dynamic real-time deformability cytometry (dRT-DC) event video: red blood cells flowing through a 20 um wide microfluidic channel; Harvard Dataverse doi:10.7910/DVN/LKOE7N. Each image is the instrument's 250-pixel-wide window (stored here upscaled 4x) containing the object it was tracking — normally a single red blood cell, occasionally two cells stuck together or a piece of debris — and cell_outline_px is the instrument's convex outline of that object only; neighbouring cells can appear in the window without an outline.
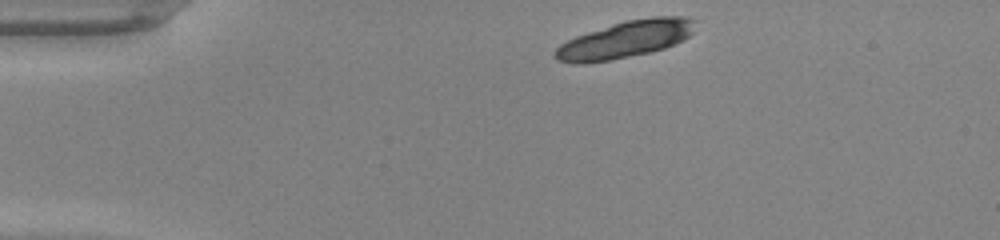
{"species": "common noctule bat (a hibernating species)", "species_latin": "Nyctalus noctula", "temperature_condition": "warm", "stored_images_in_passage": 9, "camera_frame_rate_fps": 3000, "um_per_image_px": 0.085, "animal": {"sex": "male", "body_mass_g": 20.0, "forearm_length_mm": 53.3}, "frame": {"image": 1, "passage_image": 1, "time_ms": 0.0, "image_size_px": [1000, 240], "cell_outline_px": [[700, 20], [696, 32], [684, 40], [664, 48], [648, 52], [608, 60], [584, 64], [572, 64], [556, 60], [552, 56], [552, 52], [560, 44], [576, 36], [612, 24], [628, 20], [652, 16], [684, 16]], "centroid_in_image_um": [53.22, 3.33], "position_along_channel_um": 31.8, "area_um2": 30.69}}